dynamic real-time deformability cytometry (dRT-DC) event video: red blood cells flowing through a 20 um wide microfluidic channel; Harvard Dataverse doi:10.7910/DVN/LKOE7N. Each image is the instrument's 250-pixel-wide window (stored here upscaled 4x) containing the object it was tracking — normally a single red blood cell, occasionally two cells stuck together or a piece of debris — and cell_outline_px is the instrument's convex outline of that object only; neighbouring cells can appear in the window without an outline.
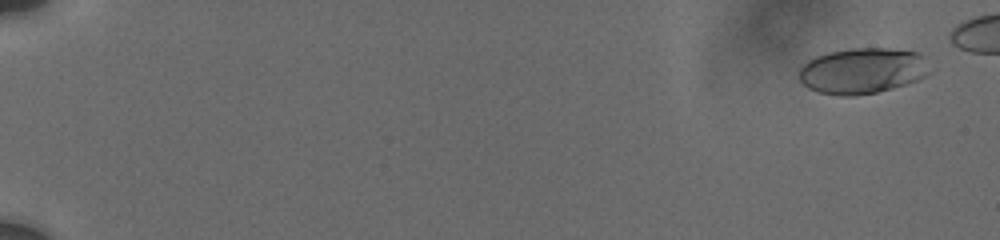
{"species": "human", "species_latin": "Homo sapiens", "temperature_condition": "cold", "stored_images_in_passage": 14, "camera_frame_rate_fps": 3000, "um_per_image_px": 0.085, "donor": {"sex": "male"}, "frame": {"image": 1, "passage_image": 2, "time_ms": 0.333, "image_size_px": [1000, 240], "cell_outline_px": [[932, 72], [928, 76], [892, 88], [876, 92], [856, 96], [840, 96], [816, 92], [808, 88], [800, 80], [800, 68], [808, 60], [816, 56], [828, 52], [852, 48], [888, 48], [916, 52], [924, 56]], "centroid_in_image_um": [73.32, 6.02], "position_along_channel_um": 11.7, "area_um2": 35.08}}
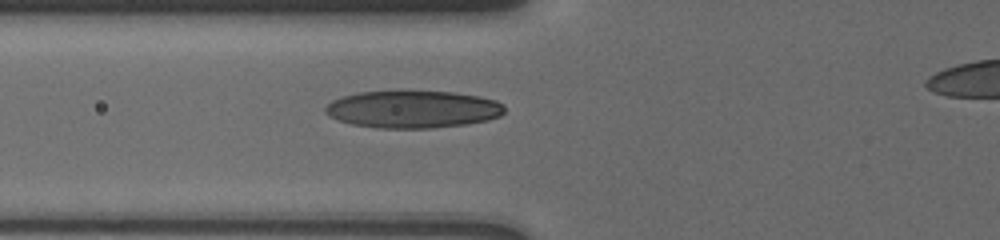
{"frame": {"image": 2, "passage_image": 11, "time_ms": 7.667, "image_size_px": [1000, 240], "cell_outline_px": [[504, 112], [500, 116], [488, 120], [464, 124], [432, 128], [380, 128], [352, 124], [328, 116], [324, 112], [324, 108], [332, 100], [340, 96], [360, 92], [452, 92], [480, 96], [496, 100], [504, 104]], "centroid_in_image_um": [35.09, 9.29], "position_along_channel_um": 90.7, "area_um2": 38.84}}
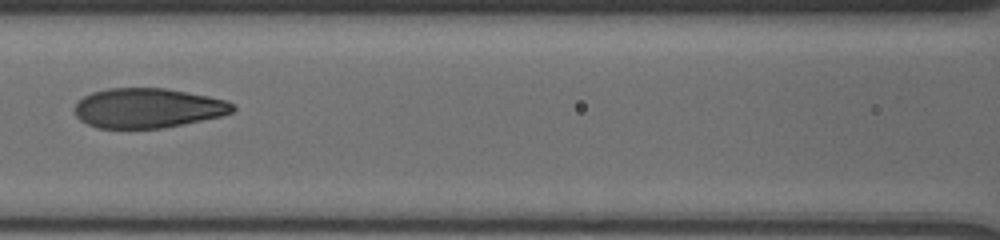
{"frame": {"image": 3, "passage_image": 13, "time_ms": 9.333, "image_size_px": [1000, 240], "cell_outline_px": [[236, 108], [232, 112], [220, 116], [184, 124], [160, 128], [100, 128], [88, 124], [80, 120], [76, 116], [76, 104], [84, 96], [92, 92], [108, 88], [164, 88], [208, 96], [228, 100]], "centroid_in_image_um": [12.57, 9.18], "position_along_channel_um": 154.0, "area_um2": 36.36}}